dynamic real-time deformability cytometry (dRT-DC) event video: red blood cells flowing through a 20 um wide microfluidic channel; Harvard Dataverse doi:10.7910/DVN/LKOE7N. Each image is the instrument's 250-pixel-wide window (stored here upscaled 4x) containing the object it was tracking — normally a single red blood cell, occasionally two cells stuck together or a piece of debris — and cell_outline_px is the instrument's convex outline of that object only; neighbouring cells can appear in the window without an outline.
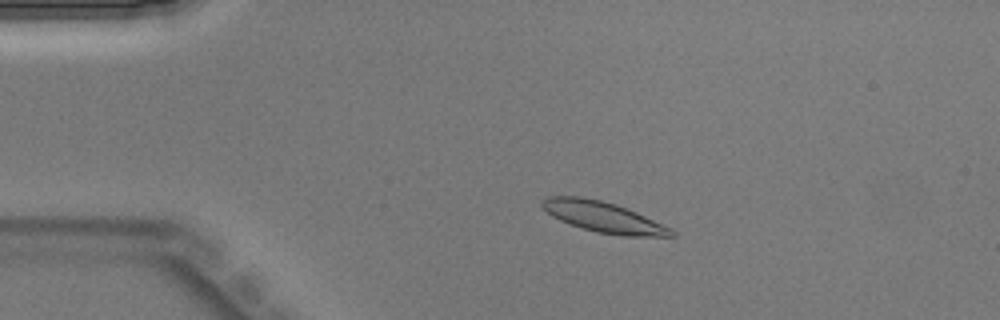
{"species": "Egyptian fruit bat (a non-hibernating species)", "species_latin": "Rousettus aegyptiacus", "temperature_condition": "warm", "stored_images_in_passage": 45, "camera_frame_rate_fps": 3000, "um_per_image_px": 0.085, "animal": {"sex": "male"}, "frame": {"image": 1, "passage_image": 9, "time_ms": 2.667, "image_size_px": [1000, 320], "cell_outline_px": [[676, 236], [620, 236], [596, 232], [560, 220], [552, 216], [540, 204], [548, 196], [580, 196], [600, 200], [616, 204], [636, 212], [672, 228], [676, 232]], "centroid_in_image_um": [51.33, 18.45], "position_along_channel_um": 33.7, "area_um2": 22.89}}
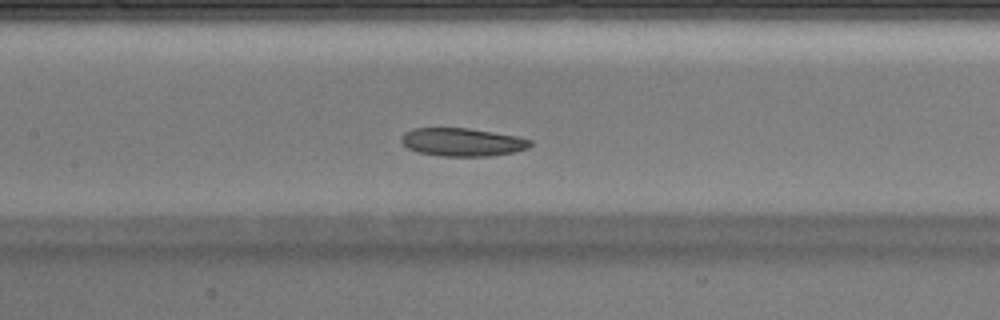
{"frame": {"image": 2, "passage_image": 21, "time_ms": 6.667, "image_size_px": [1000, 320], "cell_outline_px": [[532, 144], [528, 148], [512, 152], [488, 156], [440, 156], [420, 152], [408, 148], [400, 140], [400, 136], [404, 132], [412, 128], [468, 128], [516, 136], [532, 140]], "centroid_in_image_um": [39.27, 12.07], "position_along_channel_um": 168.1, "area_um2": 21.04}}
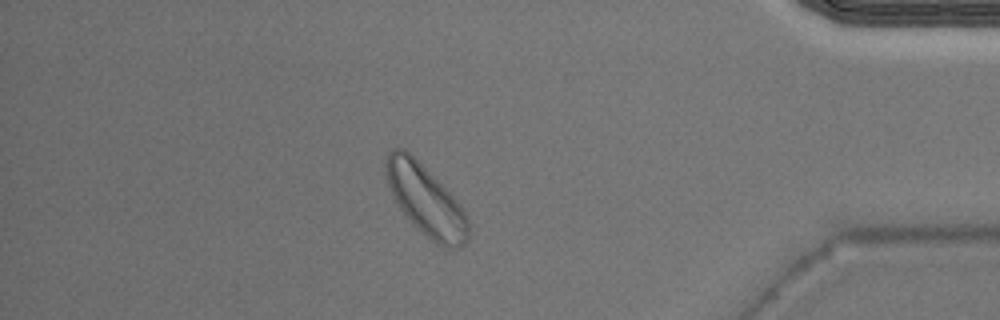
{"frame": {"image": 3, "passage_image": 39, "time_ms": 12.667, "image_size_px": [1000, 320], "cell_outline_px": [[468, 240], [460, 248], [444, 248], [436, 244], [412, 224], [400, 208], [388, 184], [384, 164], [388, 152], [392, 148], [404, 148], [460, 204], [468, 216]], "centroid_in_image_um": [36.19, 17.07], "position_along_channel_um": 399.0, "area_um2": 33.23}}